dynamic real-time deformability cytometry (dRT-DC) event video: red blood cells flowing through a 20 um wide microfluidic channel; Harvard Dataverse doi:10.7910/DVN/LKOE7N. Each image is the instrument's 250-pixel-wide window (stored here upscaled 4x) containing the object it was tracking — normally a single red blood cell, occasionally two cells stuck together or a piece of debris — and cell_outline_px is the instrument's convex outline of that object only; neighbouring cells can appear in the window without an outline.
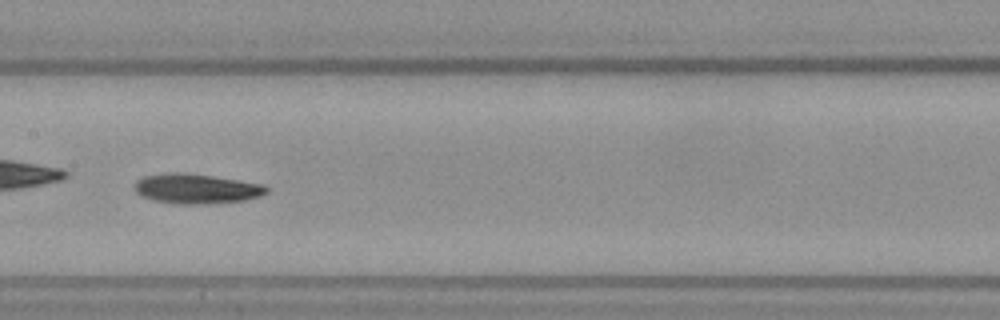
{"species": "Egyptian fruit bat (a non-hibernating species)", "species_latin": "Rousettus aegyptiacus", "temperature_condition": "warm", "stored_images_in_passage": 35, "camera_frame_rate_fps": 3000, "um_per_image_px": 0.085, "frame": {"image": 1, "passage_image": 11, "time_ms": 3.333, "image_size_px": [1000, 320], "cell_outline_px": [[268, 192], [260, 196], [244, 200], [196, 204], [180, 204], [156, 200], [144, 196], [136, 192], [132, 184], [136, 180], [144, 176], [168, 172], [184, 172], [240, 180], [264, 184], [268, 188]], "centroid_in_image_um": [16.68, 16.02], "position_along_channel_um": 190.7, "area_um2": 22.83}, "authors_computed_cell_mechanics": {"area_um2": 22.0796, "velocity_mm_per_s": 3.8666, "shape_relaxation_time_tau1_ms": 5.0277, "shape_relaxation_time_tau2_ms": null, "deformation_change_tau1": 0.1731, "deformation_change_tau2": null}}